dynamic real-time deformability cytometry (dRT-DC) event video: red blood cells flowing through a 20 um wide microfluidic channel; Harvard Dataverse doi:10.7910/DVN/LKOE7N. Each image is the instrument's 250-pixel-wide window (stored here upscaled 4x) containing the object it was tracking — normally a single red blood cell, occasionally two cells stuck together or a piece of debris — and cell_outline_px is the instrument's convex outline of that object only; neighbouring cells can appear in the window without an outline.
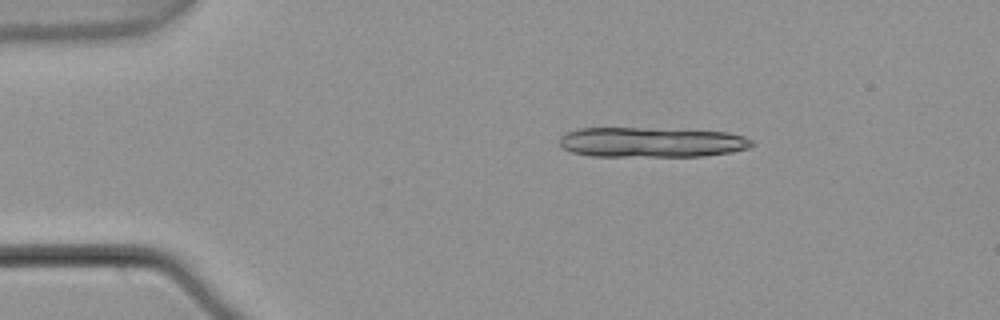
{"species": "common noctule bat (a hibernating species)", "species_latin": "Nyctalus noctula", "temperature_condition": "warm", "stored_images_in_passage": 5, "camera_frame_rate_fps": 3000, "um_per_image_px": 0.085, "animal": {"sex": "male", "body_mass_g": 21.5, "forearm_length_mm": 52.0}, "frame": {"image": 1, "passage_image": 5, "time_ms": 1.333, "image_size_px": [1000, 320], "cell_outline_px": [[752, 144], [748, 148], [732, 152], [704, 156], [592, 156], [572, 152], [564, 148], [560, 144], [560, 136], [564, 132], [580, 128], [652, 128], [728, 132], [744, 136], [752, 140]], "centroid_in_image_um": [55.36, 12.09], "position_along_channel_um": 29.6, "area_um2": 33.76}}